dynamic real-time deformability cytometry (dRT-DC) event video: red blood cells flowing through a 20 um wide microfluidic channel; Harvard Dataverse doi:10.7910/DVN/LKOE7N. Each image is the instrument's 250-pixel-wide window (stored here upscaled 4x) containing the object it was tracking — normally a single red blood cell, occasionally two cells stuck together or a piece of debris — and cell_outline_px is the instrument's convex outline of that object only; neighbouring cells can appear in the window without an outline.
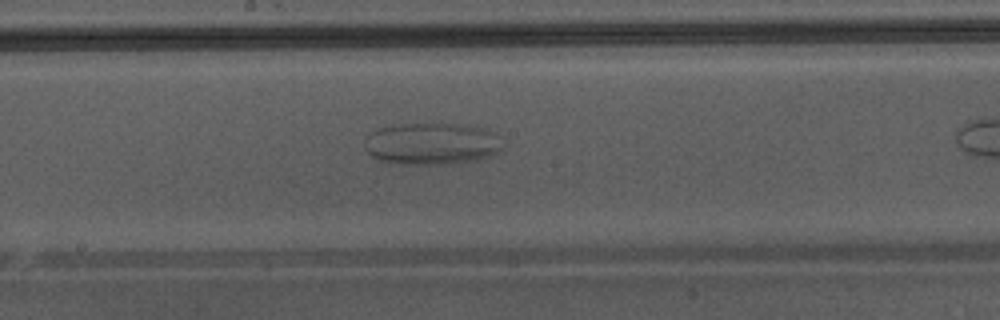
{"species": "Egyptian fruit bat (a non-hibernating species)", "species_latin": "Rousettus aegyptiacus", "temperature_condition": "warm", "stored_images_in_passage": 16, "camera_frame_rate_fps": 3000, "um_per_image_px": 0.085, "animal": {"sex": "male"}, "frame": {"image": 1, "passage_image": 12, "time_ms": 3.667, "image_size_px": [1000, 320], "cell_outline_px": [[500, 148], [496, 152], [484, 156], [468, 160], [448, 164], [404, 164], [380, 160], [372, 156], [364, 148], [364, 140], [372, 132], [380, 128], [400, 124], [432, 120], [440, 120], [472, 124], [496, 132]], "centroid_in_image_um": [36.66, 12.13], "position_along_channel_um": 211.5, "area_um2": 34.33}}